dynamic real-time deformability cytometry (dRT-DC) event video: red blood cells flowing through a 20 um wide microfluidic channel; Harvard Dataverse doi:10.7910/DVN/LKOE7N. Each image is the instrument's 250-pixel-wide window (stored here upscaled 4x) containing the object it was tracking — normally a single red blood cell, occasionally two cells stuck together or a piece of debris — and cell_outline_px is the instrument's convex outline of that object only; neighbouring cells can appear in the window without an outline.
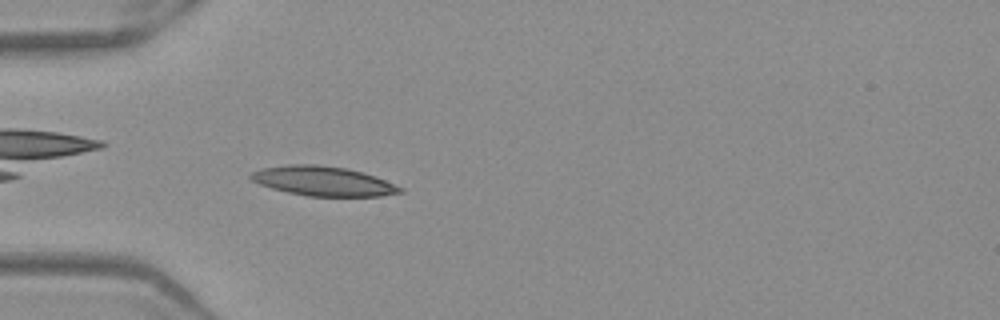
{"species": "Egyptian fruit bat (a non-hibernating species)", "species_latin": "Rousettus aegyptiacus", "temperature_condition": "warm", "stored_images_in_passage": 39, "camera_frame_rate_fps": 3000, "um_per_image_px": 0.085, "frame": {"image": 1, "passage_image": 3, "time_ms": 0.667, "image_size_px": [1000, 320], "cell_outline_px": [[404, 192], [380, 196], [308, 196], [288, 192], [272, 188], [260, 184], [252, 180], [248, 176], [252, 172], [264, 168], [288, 164], [316, 164], [348, 168], [364, 172], [376, 176], [404, 188]], "centroid_in_image_um": [27.51, 15.39], "position_along_channel_um": 57.5, "area_um2": 25.72}}
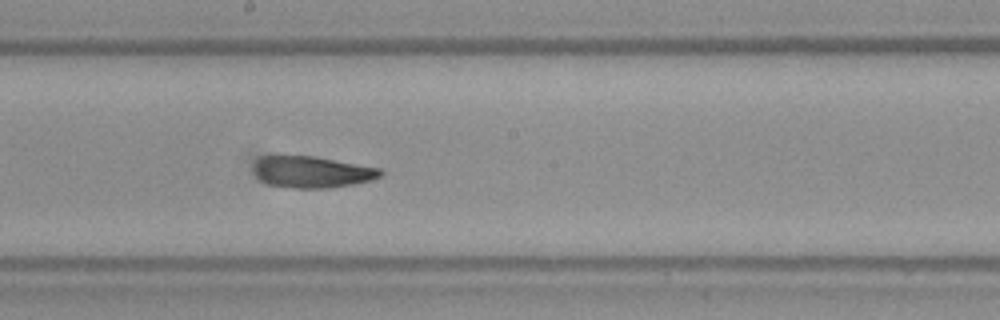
{"frame": {"image": 2, "passage_image": 16, "time_ms": 5.0, "image_size_px": [1000, 320], "cell_outline_px": [[384, 172], [380, 176], [372, 180], [352, 184], [328, 188], [292, 188], [268, 184], [260, 180], [252, 172], [252, 168], [256, 160], [260, 156], [316, 156], [380, 168]], "centroid_in_image_um": [26.48, 14.61], "position_along_channel_um": 221.7, "area_um2": 23.47}}
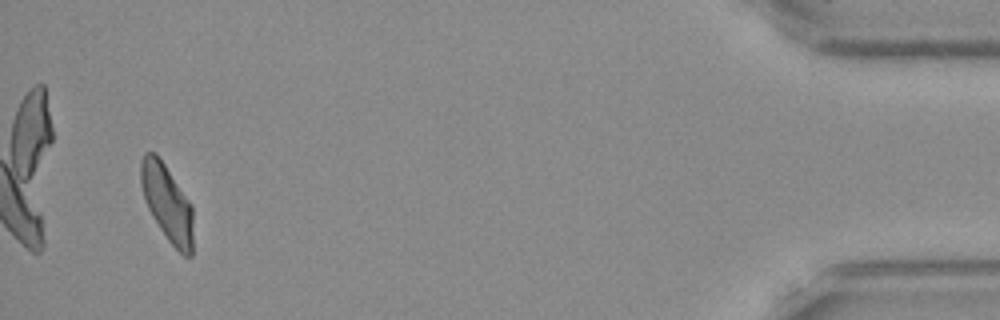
{"frame": {"image": 3, "passage_image": 37, "time_ms": 12.0, "image_size_px": [1000, 320], "cell_outline_px": [[192, 256], [184, 256], [168, 240], [152, 216], [144, 200], [140, 184], [140, 160], [144, 152], [156, 152], [188, 200], [192, 208]], "centroid_in_image_um": [14.17, 17.22], "position_along_channel_um": 421.0, "area_um2": 23.12}, "authors_computed_cell_mechanics": {"area_um2": 23.9292, "velocity_mm_per_s": 3.9232, "shape_relaxation_time_tau1_ms": null, "shape_relaxation_time_tau2_ms": 3.0948, "deformation_change_tau1": null, "deformation_change_tau2": 0.1072}}